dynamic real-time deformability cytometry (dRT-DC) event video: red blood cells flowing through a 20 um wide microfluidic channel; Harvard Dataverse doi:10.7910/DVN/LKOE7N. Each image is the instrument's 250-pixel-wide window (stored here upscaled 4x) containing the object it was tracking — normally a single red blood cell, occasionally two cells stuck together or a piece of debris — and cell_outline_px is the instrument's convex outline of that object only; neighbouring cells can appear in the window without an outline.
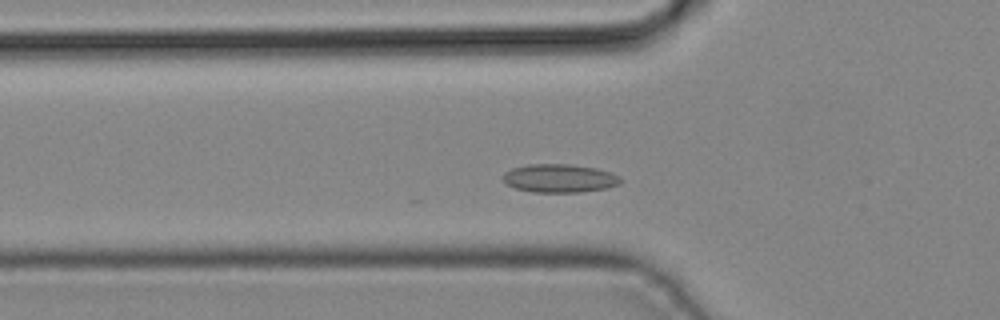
{"species": "common noctule bat (a hibernating species)", "species_latin": "Nyctalus noctula", "temperature_condition": "cold", "stored_images_in_passage": 38, "camera_frame_rate_fps": 3000, "um_per_image_px": 0.085, "animal": {"sex": "male", "body_mass_g": 19.2, "forearm_length_mm": 51.8}, "frame": {"image": 1, "passage_image": 9, "time_ms": 2.667, "image_size_px": [1000, 320], "cell_outline_px": [[624, 180], [620, 184], [608, 188], [580, 192], [532, 192], [516, 188], [504, 184], [504, 172], [512, 168], [528, 164], [572, 164], [596, 168], [612, 172], [620, 176]], "centroid_in_image_um": [47.6, 15.15], "position_along_channel_um": 78.2, "area_um2": 19.71}}
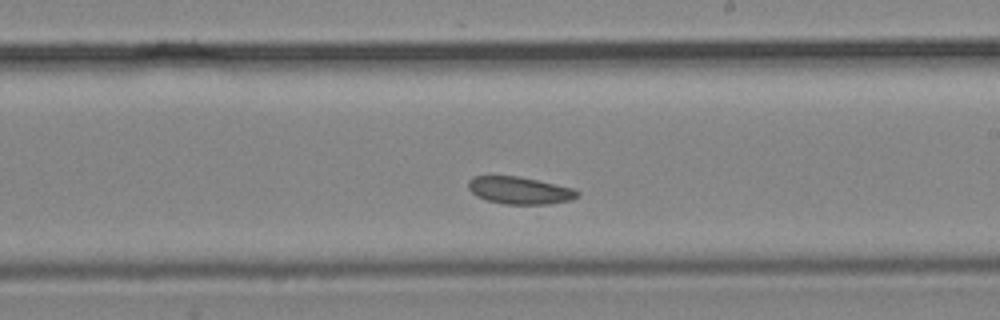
{"frame": {"image": 2, "passage_image": 20, "time_ms": 6.333, "image_size_px": [1000, 320], "cell_outline_px": [[580, 196], [572, 200], [548, 204], [504, 204], [484, 200], [476, 196], [468, 188], [468, 180], [472, 176], [520, 176], [576, 188], [580, 192]], "centroid_in_image_um": [44.2, 16.18], "position_along_channel_um": 244.8, "area_um2": 17.74}}
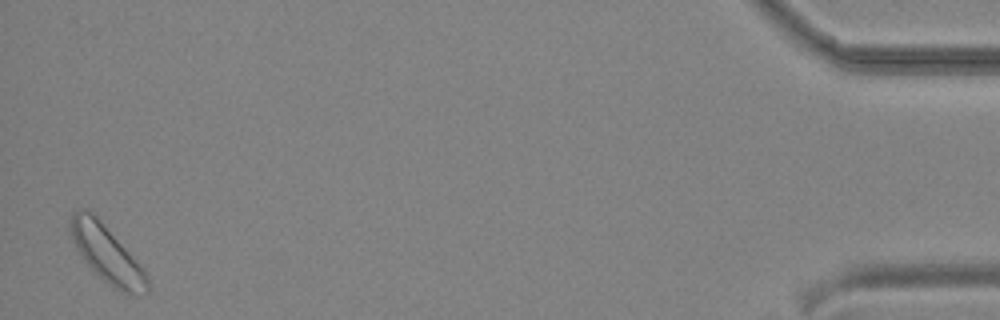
{"frame": {"image": 3, "passage_image": 38, "time_ms": 12.333, "image_size_px": [1000, 320], "cell_outline_px": [[152, 292], [140, 296], [128, 296], [120, 292], [104, 280], [84, 260], [76, 248], [72, 240], [68, 228], [68, 224], [72, 212], [84, 208], [92, 212], [100, 220], [144, 268], [148, 276]], "centroid_in_image_um": [9.13, 21.64], "position_along_channel_um": 426.1, "area_um2": 25.95}}